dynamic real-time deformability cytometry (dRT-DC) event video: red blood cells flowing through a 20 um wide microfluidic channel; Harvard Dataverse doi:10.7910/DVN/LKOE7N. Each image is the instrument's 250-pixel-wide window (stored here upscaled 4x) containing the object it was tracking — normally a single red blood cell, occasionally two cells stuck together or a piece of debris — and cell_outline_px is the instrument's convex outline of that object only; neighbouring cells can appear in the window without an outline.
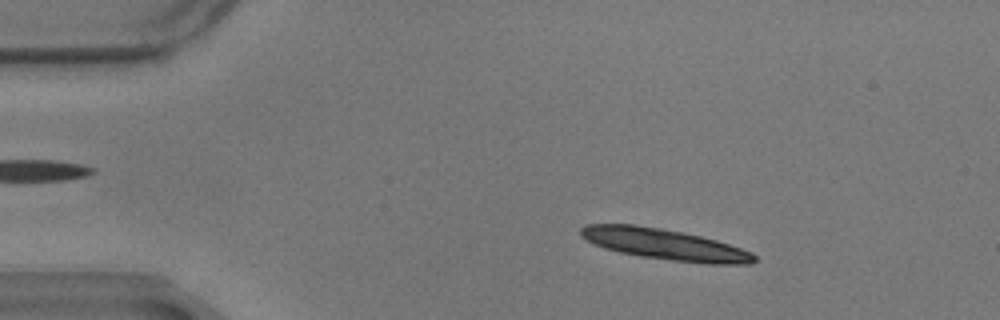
{"species": "common noctule bat (a hibernating species)", "species_latin": "Nyctalus noctula", "temperature_condition": "warm", "stored_images_in_passage": 5, "camera_frame_rate_fps": 3000, "um_per_image_px": 0.085, "animal": {"sex": "male", "body_mass_g": 17.9}, "frame": {"image": 1, "passage_image": 1, "time_ms": 0.0, "image_size_px": [1000, 320], "cell_outline_px": [[756, 260], [752, 264], [708, 264], [672, 260], [640, 256], [620, 252], [604, 248], [592, 244], [584, 240], [580, 236], [580, 228], [584, 224], [636, 224], [660, 228], [700, 236], [716, 240], [752, 252], [756, 256]], "centroid_in_image_um": [56.45, 20.76], "position_along_channel_um": 28.6, "area_um2": 31.33}}